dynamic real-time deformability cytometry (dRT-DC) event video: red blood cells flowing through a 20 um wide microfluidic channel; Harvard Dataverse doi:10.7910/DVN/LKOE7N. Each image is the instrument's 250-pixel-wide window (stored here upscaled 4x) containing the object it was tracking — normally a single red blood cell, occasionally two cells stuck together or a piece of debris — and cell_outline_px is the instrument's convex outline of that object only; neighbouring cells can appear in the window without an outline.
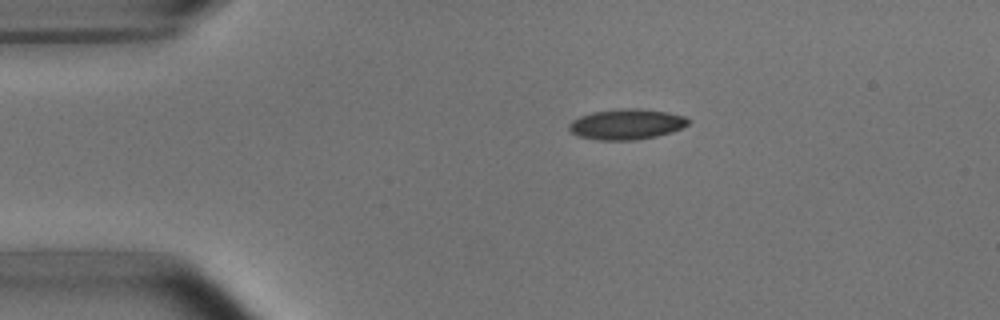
{"species": "common noctule bat (a hibernating species)", "species_latin": "Nyctalus noctula", "temperature_condition": "room temperature", "stored_images_in_passage": 2, "camera_frame_rate_fps": 3000, "um_per_image_px": 0.085, "animal": {"sex": "male", "body_mass_g": 15.6}, "frame": {"image": 1, "passage_image": 2, "time_ms": 1.333, "image_size_px": [1000, 320], "cell_outline_px": [[688, 124], [672, 132], [656, 136], [636, 140], [596, 140], [580, 136], [572, 132], [568, 128], [568, 124], [572, 120], [580, 116], [592, 112], [620, 108], [640, 108], [668, 112], [684, 116], [688, 120]], "centroid_in_image_um": [53.23, 10.55], "position_along_channel_um": 31.8, "area_um2": 21.21}}